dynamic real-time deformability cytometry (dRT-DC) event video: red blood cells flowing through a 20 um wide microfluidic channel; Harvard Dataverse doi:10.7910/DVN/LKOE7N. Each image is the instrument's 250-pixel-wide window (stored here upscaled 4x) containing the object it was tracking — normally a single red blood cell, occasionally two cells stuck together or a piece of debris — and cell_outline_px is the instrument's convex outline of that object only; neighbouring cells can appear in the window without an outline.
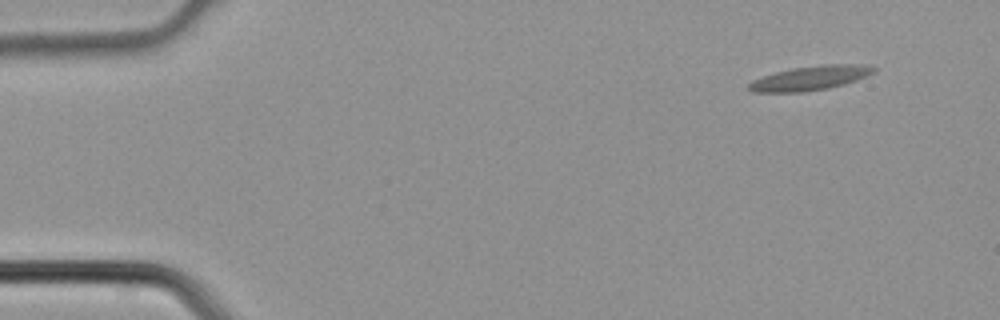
{"species": "common noctule bat (a hibernating species)", "species_latin": "Nyctalus noctula", "temperature_condition": "cold", "stored_images_in_passage": 4, "camera_frame_rate_fps": 3000, "um_per_image_px": 0.085, "animal": {"sex": "male", "body_mass_g": 21.5, "forearm_length_mm": 52.0}, "frame": {"image": 1, "passage_image": 1, "time_ms": 0.0, "image_size_px": [1000, 320], "cell_outline_px": [[876, 72], [856, 80], [844, 84], [828, 88], [804, 92], [752, 92], [748, 88], [748, 84], [752, 80], [776, 72], [792, 68], [824, 64], [860, 64], [876, 68]], "centroid_in_image_um": [68.87, 6.64], "position_along_channel_um": 16.1, "area_um2": 17.63}}